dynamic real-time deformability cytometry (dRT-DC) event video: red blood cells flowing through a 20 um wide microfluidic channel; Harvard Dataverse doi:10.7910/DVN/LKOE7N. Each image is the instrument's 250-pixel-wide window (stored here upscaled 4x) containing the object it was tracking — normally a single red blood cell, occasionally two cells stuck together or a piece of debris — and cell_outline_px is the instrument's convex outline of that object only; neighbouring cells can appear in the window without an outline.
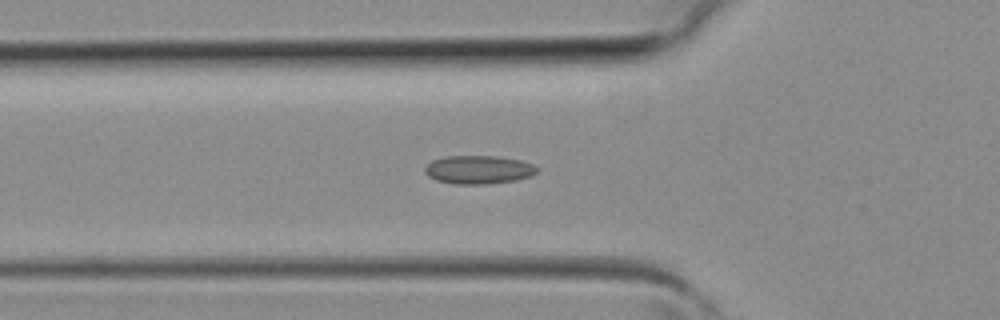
{"species": "common noctule bat (a hibernating species)", "species_latin": "Nyctalus noctula", "temperature_condition": "room temperature", "stored_images_in_passage": 16, "camera_frame_rate_fps": 3000, "um_per_image_px": 0.085, "animal": {"sex": "female", "body_mass_g": 19.3, "forearm_length_mm": 54.1}, "frame": {"image": 1, "passage_image": 6, "time_ms": 1.667, "image_size_px": [1000, 320], "cell_outline_px": [[540, 172], [532, 176], [516, 180], [488, 184], [456, 184], [436, 180], [428, 176], [424, 172], [424, 168], [432, 160], [444, 156], [500, 156], [520, 160], [532, 164], [540, 168]], "centroid_in_image_um": [40.72, 14.42], "position_along_channel_um": 85.1, "area_um2": 18.84}}
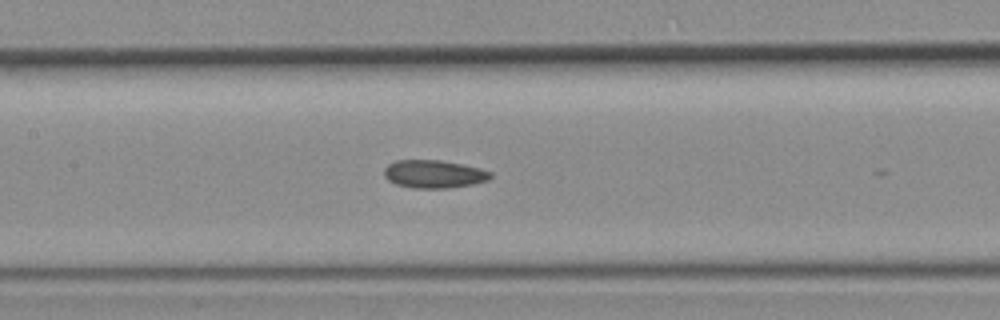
{"frame": {"image": 2, "passage_image": 11, "time_ms": 3.333, "image_size_px": [1000, 320], "cell_outline_px": [[492, 176], [488, 180], [472, 184], [444, 188], [412, 188], [396, 184], [388, 180], [384, 176], [384, 168], [388, 164], [396, 160], [440, 160], [464, 164], [480, 168], [492, 172]], "centroid_in_image_um": [36.87, 14.78], "position_along_channel_um": 170.5, "area_um2": 17.4}}
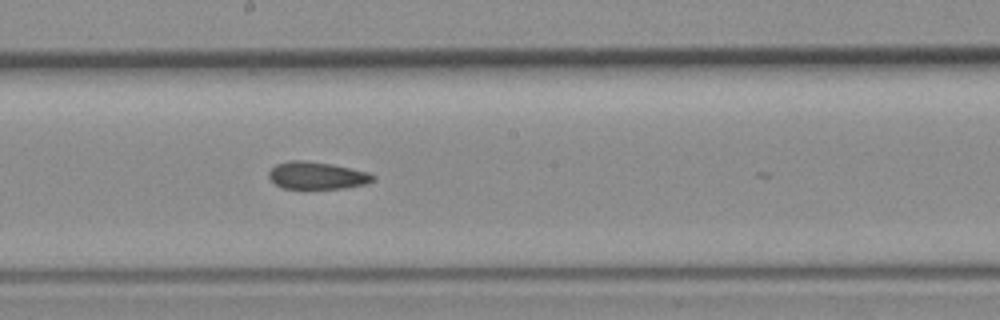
{"frame": {"image": 3, "passage_image": 14, "time_ms": 4.333, "image_size_px": [1000, 320], "cell_outline_px": [[376, 180], [368, 184], [348, 188], [284, 188], [276, 184], [268, 176], [268, 172], [276, 164], [288, 160], [300, 160], [332, 164], [368, 172], [376, 176]], "centroid_in_image_um": [26.99, 14.92], "position_along_channel_um": 221.2, "area_um2": 16.65}}